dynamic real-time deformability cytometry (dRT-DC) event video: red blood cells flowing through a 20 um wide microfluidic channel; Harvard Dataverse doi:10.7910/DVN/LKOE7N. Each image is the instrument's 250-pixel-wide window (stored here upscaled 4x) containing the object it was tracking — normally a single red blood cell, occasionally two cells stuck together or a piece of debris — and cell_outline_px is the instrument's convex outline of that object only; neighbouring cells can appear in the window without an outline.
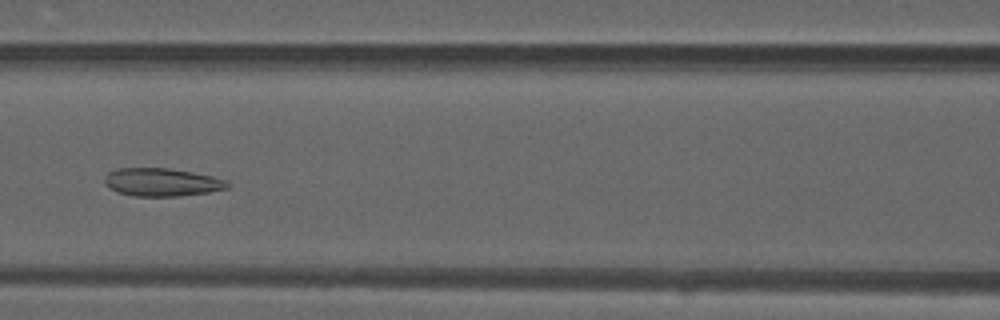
{"species": "common noctule bat (a hibernating species)", "species_latin": "Nyctalus noctula", "temperature_condition": "warm", "stored_images_in_passage": 40, "camera_frame_rate_fps": 3000, "um_per_image_px": 0.085, "animal": {"sex": "male", "forearm_length_mm": 52.5}, "frame": {"image": 1, "passage_image": 23, "time_ms": 7.333, "image_size_px": [1000, 320], "cell_outline_px": [[232, 184], [228, 188], [208, 192], [180, 196], [132, 196], [116, 192], [104, 184], [104, 180], [108, 172], [116, 168], [168, 168], [192, 172], [212, 176], [228, 180]], "centroid_in_image_um": [13.76, 15.49], "position_along_channel_um": 152.8, "area_um2": 20.29}}
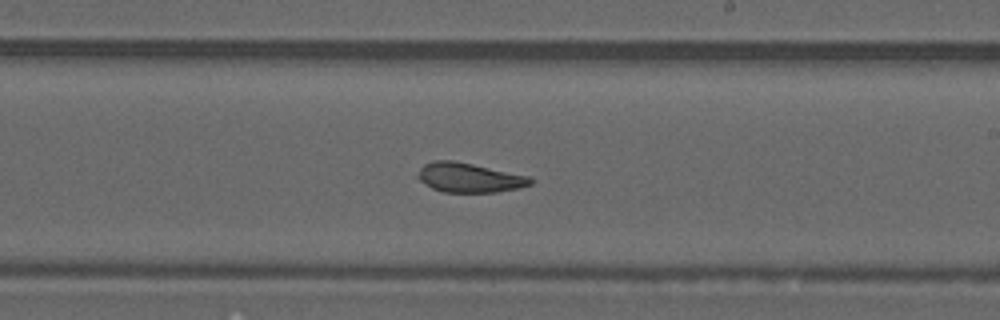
{"frame": {"image": 2, "passage_image": 30, "time_ms": 9.667, "image_size_px": [1000, 320], "cell_outline_px": [[536, 180], [532, 184], [520, 188], [496, 192], [444, 192], [432, 188], [420, 180], [416, 176], [420, 168], [424, 164], [432, 160], [452, 160], [472, 164], [528, 176]], "centroid_in_image_um": [39.89, 15.1], "position_along_channel_um": 249.1, "area_um2": 19.31}}
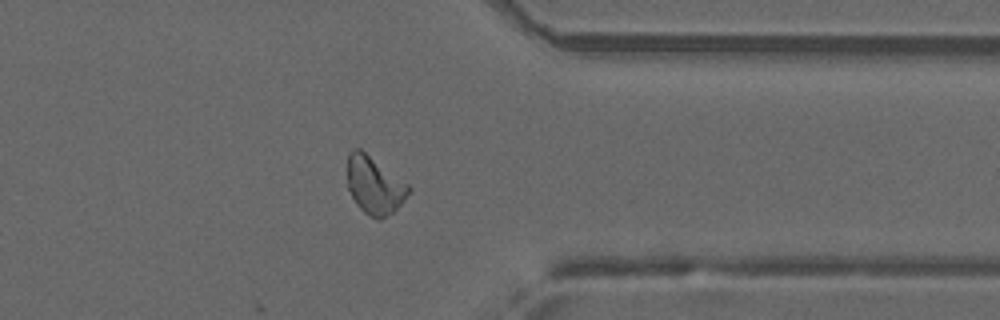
{"frame": {"image": 3, "passage_image": 40, "time_ms": 13.0, "image_size_px": [1000, 320], "cell_outline_px": [[412, 188], [404, 200], [392, 212], [380, 220], [376, 220], [364, 212], [356, 204], [348, 188], [348, 152], [352, 148], [360, 148], [408, 184]], "centroid_in_image_um": [31.81, 15.74], "position_along_channel_um": 379.6, "area_um2": 20.4}, "authors_computed_cell_mechanics": {"area_um2": 21.2126, "velocity_mm_per_s": 4.1465, "shape_relaxation_time_tau1_ms": null, "shape_relaxation_time_tau2_ms": 1.9284, "deformation_change_tau1": null, "deformation_change_tau2": 0.0845}}